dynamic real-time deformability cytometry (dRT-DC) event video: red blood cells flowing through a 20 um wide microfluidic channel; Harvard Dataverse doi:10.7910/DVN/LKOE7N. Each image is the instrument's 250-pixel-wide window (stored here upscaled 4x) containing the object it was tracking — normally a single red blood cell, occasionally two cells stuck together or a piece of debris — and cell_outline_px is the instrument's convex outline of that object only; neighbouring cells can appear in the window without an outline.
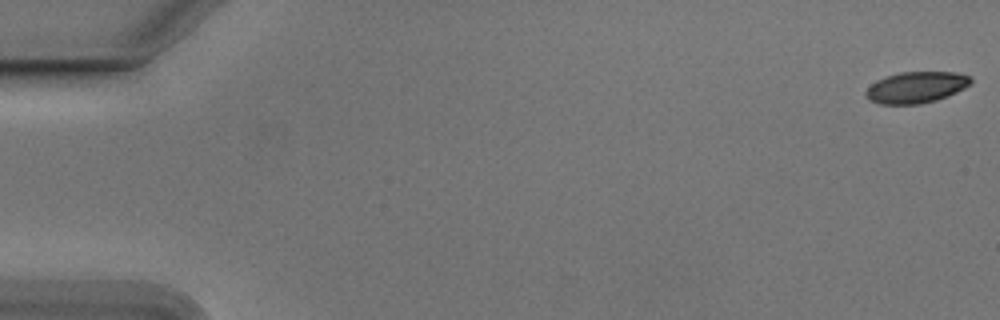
{"species": "Egyptian fruit bat (a non-hibernating species)", "species_latin": "Rousettus aegyptiacus", "temperature_condition": "cold", "stored_images_in_passage": 55, "camera_frame_rate_fps": 3000, "um_per_image_px": 0.085, "animal": {"sex": "male"}, "frame": {"image": 1, "passage_image": 1, "time_ms": 0.0, "image_size_px": [1000, 320], "cell_outline_px": [[972, 84], [948, 96], [936, 100], [920, 104], [880, 104], [868, 100], [864, 92], [876, 80], [900, 72], [956, 72], [972, 76]], "centroid_in_image_um": [77.9, 7.42], "position_along_channel_um": 7.1, "area_um2": 19.25}}
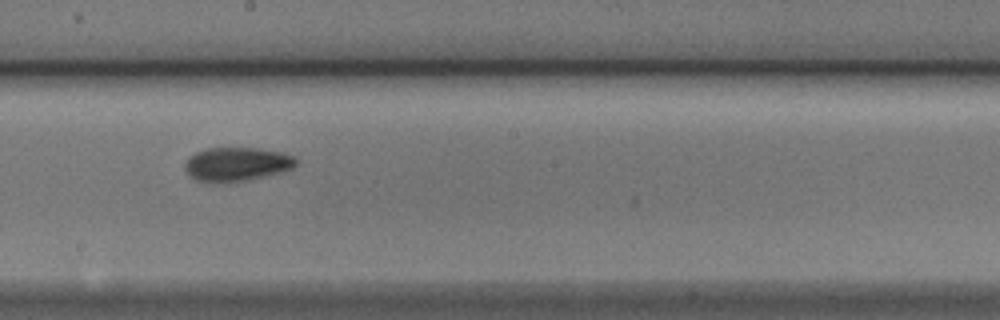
{"frame": {"image": 2, "passage_image": 31, "time_ms": 10.0, "image_size_px": [1000, 320], "cell_outline_px": [[296, 164], [292, 168], [264, 176], [248, 180], [196, 180], [188, 176], [184, 168], [184, 164], [188, 156], [204, 148], [260, 148], [284, 152], [292, 156], [296, 160]], "centroid_in_image_um": [20.09, 13.91], "position_along_channel_um": 228.1, "area_um2": 21.5}}
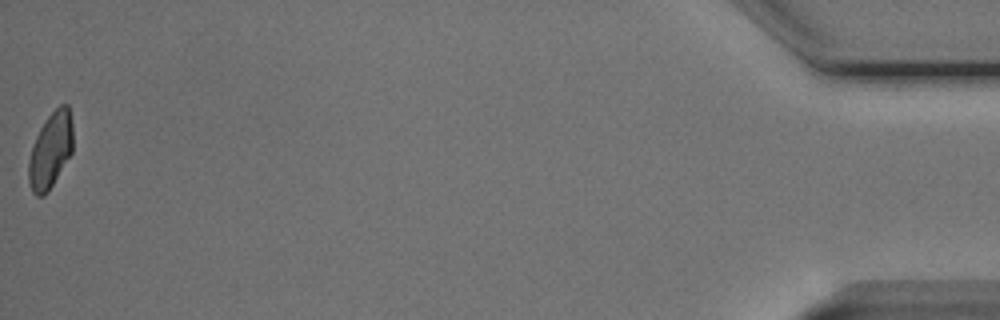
{"frame": {"image": 3, "passage_image": 55, "time_ms": 18.0, "image_size_px": [1000, 320], "cell_outline_px": [[72, 152], [48, 192], [44, 196], [36, 196], [32, 192], [28, 184], [28, 160], [36, 136], [40, 128], [48, 116], [60, 104], [68, 104], [72, 124]], "centroid_in_image_um": [4.28, 12.8], "position_along_channel_um": 430.9, "area_um2": 19.54}, "authors_computed_cell_mechanics": {"area_um2": 20.5768, "velocity_mm_per_s": 3.764, "shape_relaxation_time_tau1_ms": 3.6006, "shape_relaxation_time_tau2_ms": 2.6982, "deformation_change_tau1": 0.1308, "deformation_change_tau2": 0.0789}}